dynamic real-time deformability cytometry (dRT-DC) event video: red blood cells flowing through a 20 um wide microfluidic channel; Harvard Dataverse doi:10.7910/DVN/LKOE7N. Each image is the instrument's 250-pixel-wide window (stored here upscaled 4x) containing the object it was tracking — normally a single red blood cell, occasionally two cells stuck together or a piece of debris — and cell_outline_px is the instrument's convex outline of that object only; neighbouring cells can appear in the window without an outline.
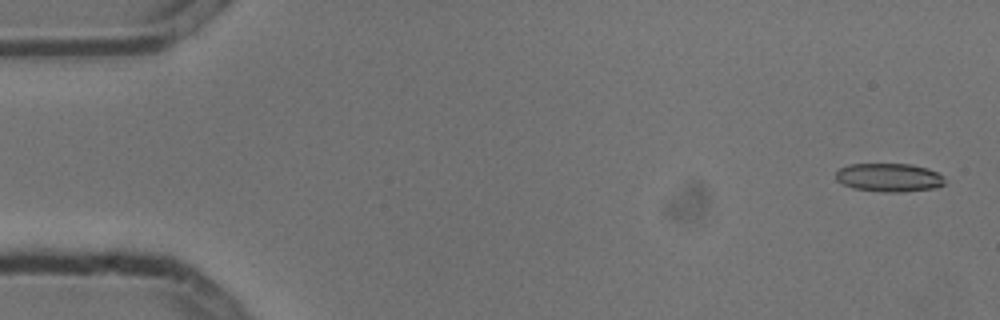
{"species": "common noctule bat (a hibernating species)", "species_latin": "Nyctalus noctula", "temperature_condition": "cold", "stored_images_in_passage": 4, "camera_frame_rate_fps": 3000, "um_per_image_px": 0.085, "animal": {"sex": "male", "body_mass_g": 13.3}, "frame": {"image": 1, "passage_image": 1, "time_ms": 0.0, "image_size_px": [1000, 320], "cell_outline_px": [[944, 184], [936, 188], [900, 192], [884, 192], [852, 188], [836, 180], [836, 172], [840, 168], [848, 164], [912, 164], [928, 168], [944, 176]], "centroid_in_image_um": [75.58, 15.08], "position_along_channel_um": 9.4, "area_um2": 18.15}}
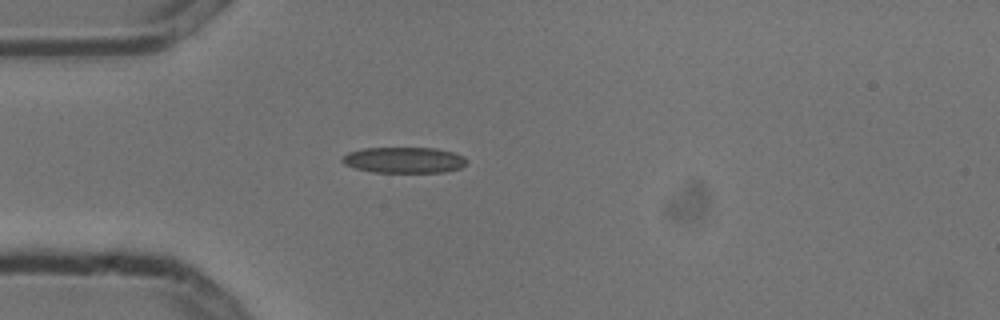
{"frame": {"image": 2, "passage_image": 4, "time_ms": 1.0, "image_size_px": [1000, 320], "cell_outline_px": [[468, 160], [460, 168], [444, 172], [372, 172], [356, 168], [344, 164], [340, 160], [340, 156], [348, 152], [364, 148], [436, 148], [452, 152], [464, 156]], "centroid_in_image_um": [34.31, 13.6], "position_along_channel_um": 50.7, "area_um2": 18.84}}